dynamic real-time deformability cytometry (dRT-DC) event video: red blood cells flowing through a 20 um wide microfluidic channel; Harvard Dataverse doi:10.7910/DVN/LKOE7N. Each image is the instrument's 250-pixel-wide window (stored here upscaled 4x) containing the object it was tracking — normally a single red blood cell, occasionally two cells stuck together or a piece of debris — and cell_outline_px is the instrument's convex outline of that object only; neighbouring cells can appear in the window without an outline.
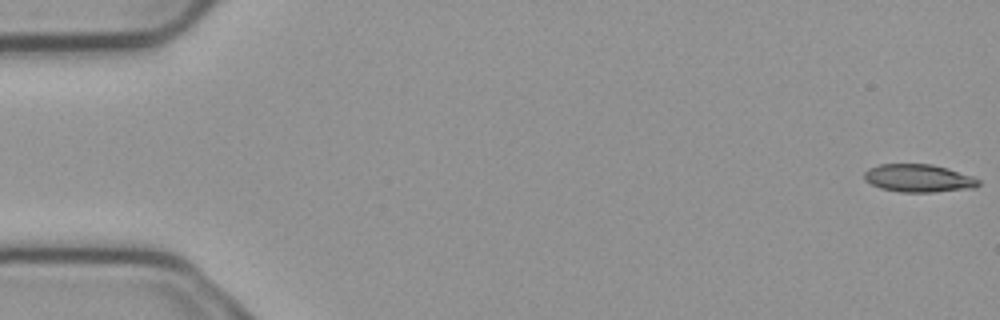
{"species": "common noctule bat (a hibernating species)", "species_latin": "Nyctalus noctula", "temperature_condition": "cold", "stored_images_in_passage": 8, "camera_frame_rate_fps": 3000, "um_per_image_px": 0.085, "animal": {"sex": "male", "body_mass_g": 23.1, "forearm_length_mm": 52.7}, "frame": {"image": 1, "passage_image": 1, "time_ms": 0.0, "image_size_px": [1000, 320], "cell_outline_px": [[980, 184], [976, 188], [936, 192], [900, 192], [880, 188], [864, 180], [864, 172], [868, 168], [880, 164], [932, 164], [948, 168], [972, 176], [980, 180]], "centroid_in_image_um": [78.09, 15.15], "position_along_channel_um": 6.9, "area_um2": 18.73}}
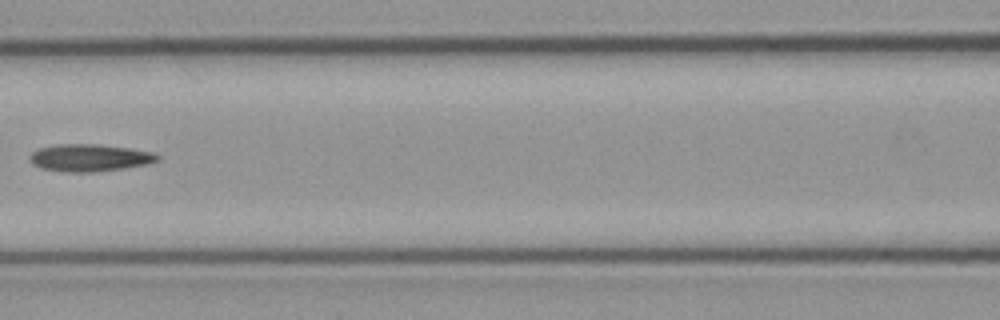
{"frame": {"image": 2, "passage_image": 7, "time_ms": 2.0, "image_size_px": [1000, 320], "cell_outline_px": [[160, 160], [144, 164], [124, 168], [92, 172], [68, 172], [40, 168], [32, 164], [32, 152], [40, 148], [56, 144], [100, 144], [132, 148], [152, 152], [160, 156]], "centroid_in_image_um": [7.65, 13.4], "position_along_channel_um": 159.0, "area_um2": 20.17}}
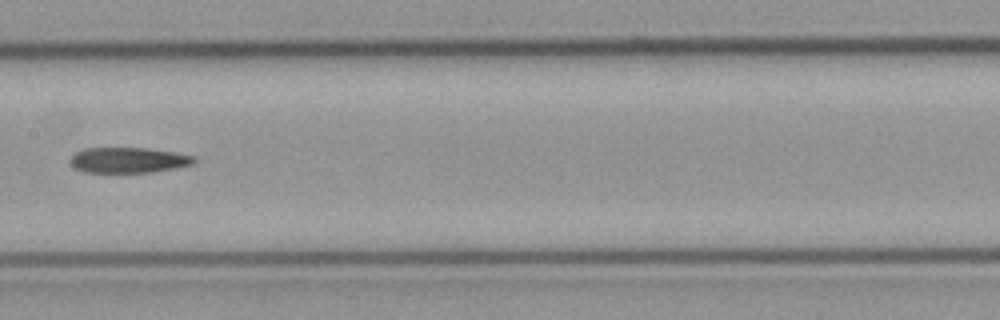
{"frame": {"image": 3, "passage_image": 8, "time_ms": 2.333, "image_size_px": [1000, 320], "cell_outline_px": [[196, 160], [192, 164], [152, 172], [84, 172], [76, 168], [72, 164], [72, 156], [76, 152], [84, 148], [144, 148], [172, 152], [196, 156]], "centroid_in_image_um": [10.92, 13.6], "position_along_channel_um": 196.5, "area_um2": 18.03}}